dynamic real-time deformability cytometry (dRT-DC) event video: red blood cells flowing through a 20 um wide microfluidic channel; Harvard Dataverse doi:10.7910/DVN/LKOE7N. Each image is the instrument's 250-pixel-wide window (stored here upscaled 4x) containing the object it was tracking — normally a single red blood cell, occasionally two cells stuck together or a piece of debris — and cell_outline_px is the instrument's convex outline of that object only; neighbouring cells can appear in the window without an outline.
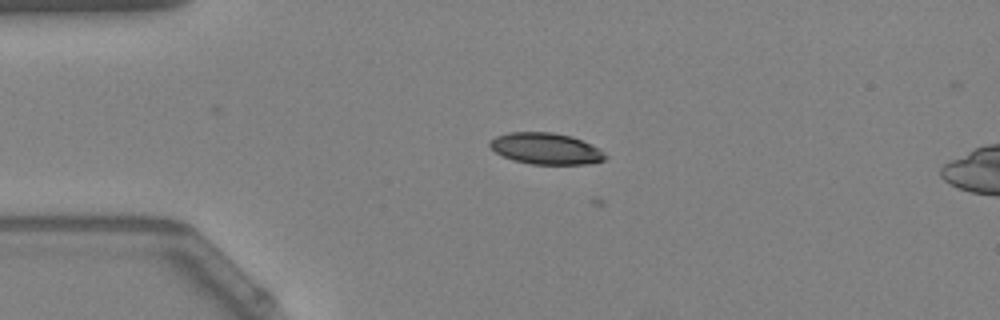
{"species": "Egyptian fruit bat (a non-hibernating species)", "species_latin": "Rousettus aegyptiacus", "temperature_condition": "warm", "stored_images_in_passage": 4, "camera_frame_rate_fps": 3000, "um_per_image_px": 0.085, "animal": {"sex": "female"}, "frame": {"image": 1, "passage_image": 2, "time_ms": 0.333, "image_size_px": [1000, 320], "cell_outline_px": [[608, 156], [604, 160], [588, 164], [532, 164], [512, 160], [496, 152], [488, 144], [496, 136], [508, 132], [552, 132], [572, 136], [600, 148]], "centroid_in_image_um": [46.43, 12.63], "position_along_channel_um": 38.6, "area_um2": 21.1}}